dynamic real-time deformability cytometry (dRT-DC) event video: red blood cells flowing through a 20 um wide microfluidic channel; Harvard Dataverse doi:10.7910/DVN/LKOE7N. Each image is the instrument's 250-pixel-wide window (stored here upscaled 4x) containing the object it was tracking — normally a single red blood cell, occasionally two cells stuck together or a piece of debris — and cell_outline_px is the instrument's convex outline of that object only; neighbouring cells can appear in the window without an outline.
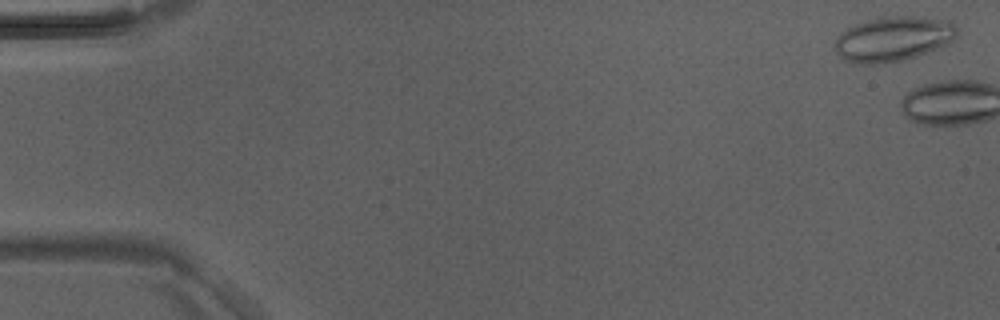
{"species": "Egyptian fruit bat (a non-hibernating species)", "species_latin": "Rousettus aegyptiacus", "temperature_condition": "room temperature", "stored_images_in_passage": 5, "camera_frame_rate_fps": 3000, "um_per_image_px": 0.085, "animal": {"sex": "male"}, "frame": {"image": 1, "passage_image": 1, "time_ms": 0.0, "image_size_px": [1000, 320], "cell_outline_px": [[956, 40], [948, 44], [916, 56], [900, 60], [880, 64], [856, 64], [844, 60], [836, 52], [836, 40], [848, 28], [856, 24], [868, 20], [892, 16], [912, 16], [948, 20], [956, 24]], "centroid_in_image_um": [75.96, 3.31], "position_along_channel_um": 9.0, "area_um2": 31.62}}